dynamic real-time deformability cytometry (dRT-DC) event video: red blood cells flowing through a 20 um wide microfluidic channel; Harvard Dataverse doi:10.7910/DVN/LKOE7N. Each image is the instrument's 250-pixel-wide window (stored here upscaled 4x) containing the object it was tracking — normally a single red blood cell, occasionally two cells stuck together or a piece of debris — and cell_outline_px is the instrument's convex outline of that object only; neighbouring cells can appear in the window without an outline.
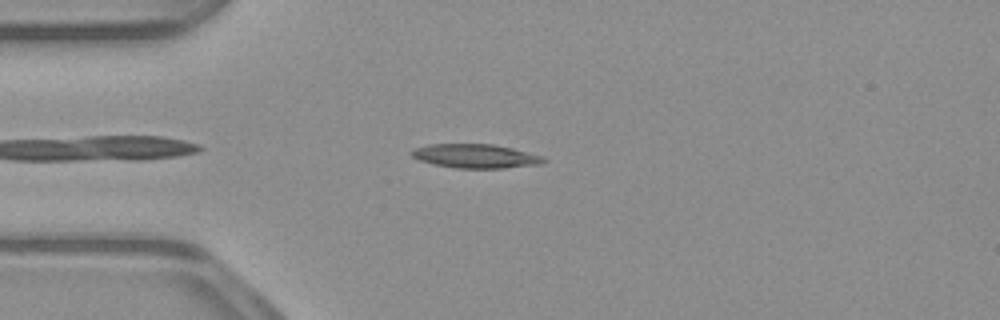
{"species": "common noctule bat (a hibernating species)", "species_latin": "Nyctalus noctula", "temperature_condition": "warm", "stored_images_in_passage": 44, "camera_frame_rate_fps": 3000, "um_per_image_px": 0.085, "animal": {"sex": "male", "body_mass_g": 23.1, "forearm_length_mm": 52.7}, "frame": {"image": 1, "passage_image": 5, "time_ms": 1.333, "image_size_px": [1000, 320], "cell_outline_px": [[548, 160], [540, 164], [504, 168], [456, 168], [432, 164], [420, 160], [412, 156], [408, 152], [416, 148], [428, 144], [492, 144], [512, 148], [540, 156]], "centroid_in_image_um": [40.38, 13.27], "position_along_channel_um": 44.6, "area_um2": 18.32}}
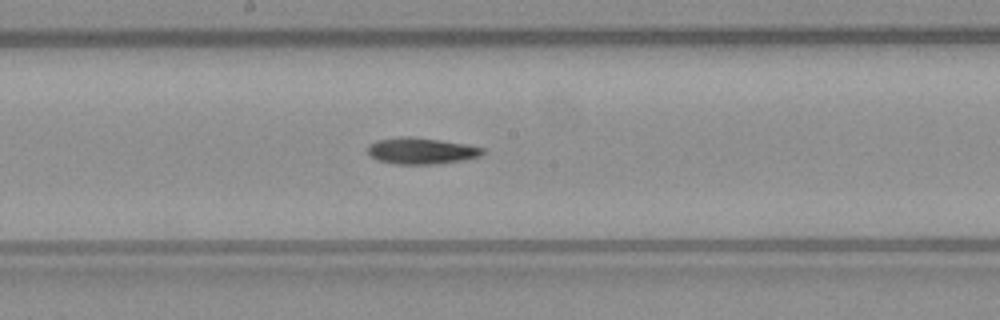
{"frame": {"image": 2, "passage_image": 19, "time_ms": 6.0, "image_size_px": [1000, 320], "cell_outline_px": [[484, 152], [480, 156], [464, 160], [432, 164], [396, 164], [376, 160], [368, 152], [368, 144], [376, 140], [400, 136], [412, 136], [440, 140], [464, 144], [484, 148]], "centroid_in_image_um": [35.77, 12.81], "position_along_channel_um": 212.4, "area_um2": 17.69}}
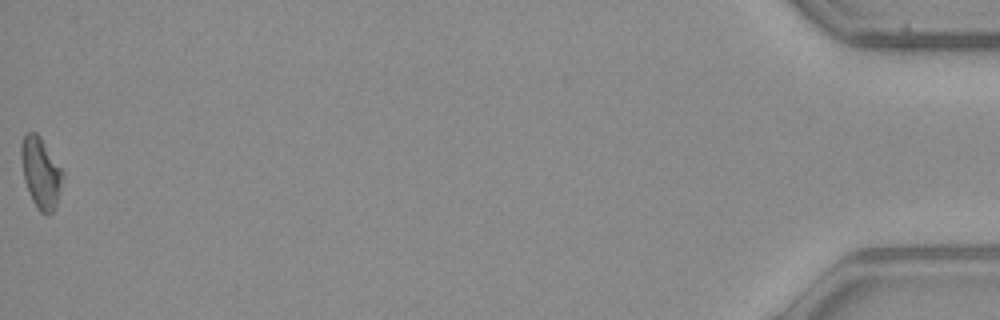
{"frame": {"image": 3, "passage_image": 44, "time_ms": 14.333, "image_size_px": [1000, 320], "cell_outline_px": [[64, 176], [56, 204], [52, 212], [48, 216], [40, 212], [32, 200], [28, 192], [24, 180], [20, 156], [20, 148], [24, 136], [28, 132], [36, 132], [40, 136], [64, 172]], "centroid_in_image_um": [3.46, 14.69], "position_along_channel_um": 431.7, "area_um2": 17.17}}